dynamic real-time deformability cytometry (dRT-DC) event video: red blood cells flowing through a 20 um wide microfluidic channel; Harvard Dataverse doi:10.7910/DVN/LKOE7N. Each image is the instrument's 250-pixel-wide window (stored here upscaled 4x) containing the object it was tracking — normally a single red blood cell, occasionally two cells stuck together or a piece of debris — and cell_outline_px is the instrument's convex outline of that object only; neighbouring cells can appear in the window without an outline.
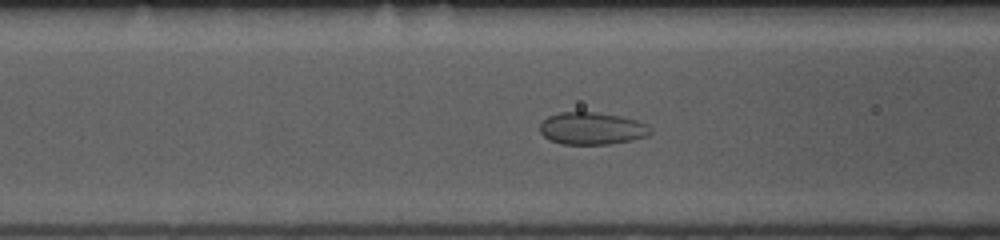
{"species": "common noctule bat (a hibernating species)", "species_latin": "Nyctalus noctula", "temperature_condition": "room temperature", "stored_images_in_passage": 45, "camera_frame_rate_fps": 3000, "um_per_image_px": 0.085, "animal": {"sex": "female", "body_mass_g": 10.0, "forearm_length_mm": 53.1}, "frame": {"image": 1, "passage_image": 12, "time_ms": 3.667, "image_size_px": [1000, 240], "cell_outline_px": [[652, 132], [648, 136], [632, 140], [608, 144], [564, 144], [552, 140], [544, 136], [540, 132], [540, 124], [548, 116], [560, 112], [596, 112], [620, 116], [636, 120], [648, 124], [652, 128]], "centroid_in_image_um": [50.35, 10.91], "position_along_channel_um": 116.2, "area_um2": 20.81}}
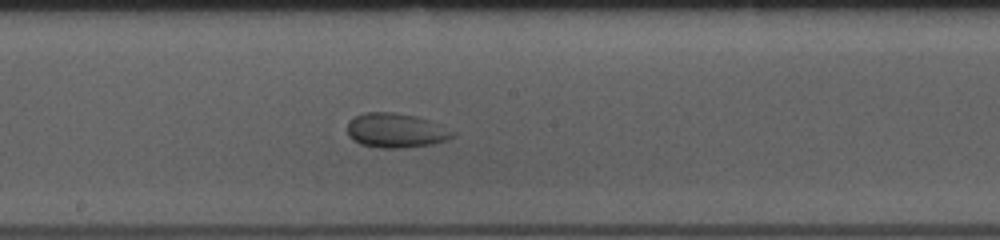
{"frame": {"image": 2, "passage_image": 20, "time_ms": 6.333, "image_size_px": [1000, 240], "cell_outline_px": [[456, 132], [452, 136], [444, 140], [432, 144], [400, 148], [380, 148], [360, 144], [352, 140], [348, 136], [348, 124], [356, 116], [364, 112], [392, 112], [416, 116], [428, 120]], "centroid_in_image_um": [33.61, 11.09], "position_along_channel_um": 214.6, "area_um2": 20.92}}
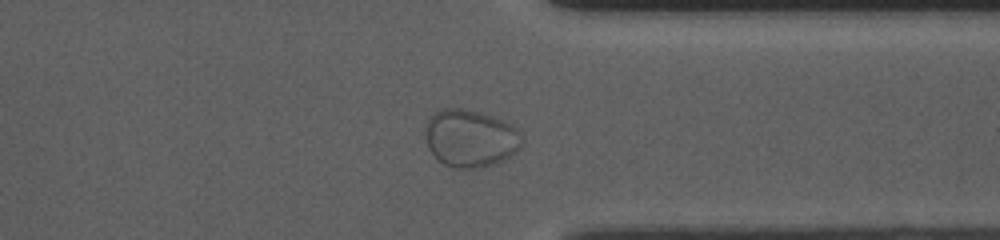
{"frame": {"image": 3, "passage_image": 33, "time_ms": 10.667, "image_size_px": [1000, 240], "cell_outline_px": [[520, 148], [508, 156], [492, 164], [480, 168], [452, 168], [436, 160], [428, 148], [424, 132], [424, 124], [428, 116], [440, 108], [464, 108], [480, 112], [492, 116], [516, 128], [520, 132]], "centroid_in_image_um": [39.87, 11.74], "position_along_channel_um": 371.5, "area_um2": 32.54}}